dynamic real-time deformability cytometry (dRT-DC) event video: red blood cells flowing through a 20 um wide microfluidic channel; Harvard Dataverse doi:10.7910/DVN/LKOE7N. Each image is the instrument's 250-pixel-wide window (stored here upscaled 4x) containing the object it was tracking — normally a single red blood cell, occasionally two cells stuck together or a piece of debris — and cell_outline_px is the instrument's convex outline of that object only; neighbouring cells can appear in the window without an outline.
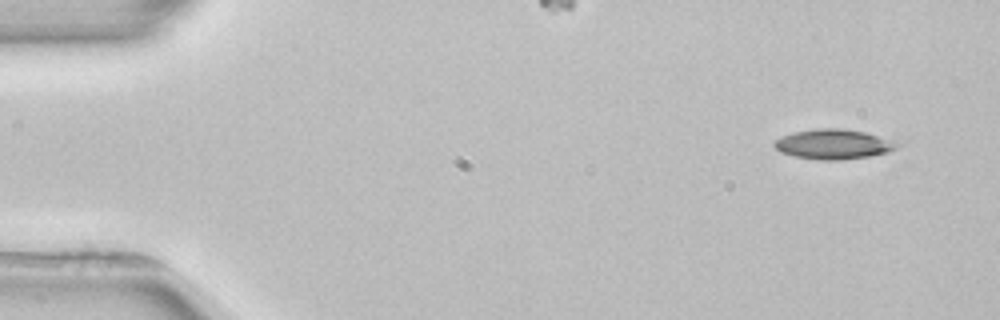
{"species": "common noctule bat (a hibernating species)", "species_latin": "Nyctalus noctula", "temperature_condition": "room temperature", "stored_images_in_passage": 4, "camera_frame_rate_fps": 3000, "um_per_image_px": 0.085, "animal": {"sex": "female", "body_mass_g": 22.7, "forearm_length_mm": 54.2}, "frame": {"image": 1, "passage_image": 1, "time_ms": 0.0, "image_size_px": [1000, 320], "cell_outline_px": [[904, 140], [896, 148], [888, 152], [868, 156], [840, 160], [820, 160], [796, 156], [780, 152], [772, 144], [776, 140], [792, 132], [816, 128], [844, 128]], "centroid_in_image_um": [70.95, 12.24], "position_along_channel_um": 14.1, "area_um2": 21.73}}
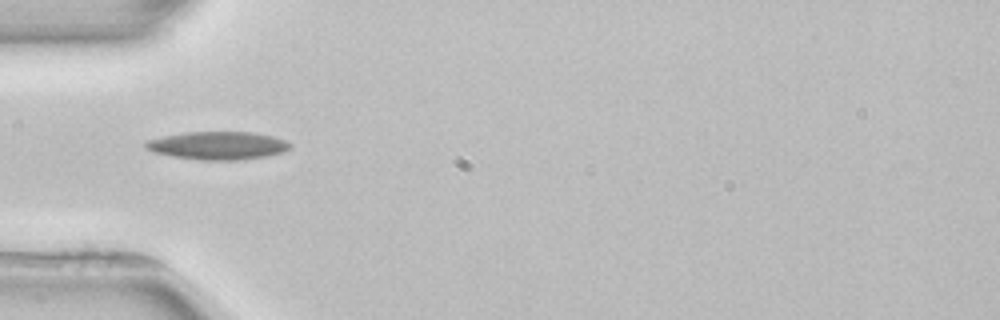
{"frame": {"image": 2, "passage_image": 3, "time_ms": 4.333, "image_size_px": [1000, 320], "cell_outline_px": [[292, 148], [284, 152], [268, 156], [236, 160], [200, 160], [172, 156], [152, 152], [144, 148], [144, 144], [148, 140], [184, 132], [252, 132], [272, 136], [284, 140], [292, 144]], "centroid_in_image_um": [18.53, 12.38], "position_along_channel_um": 66.5, "area_um2": 23.64}}